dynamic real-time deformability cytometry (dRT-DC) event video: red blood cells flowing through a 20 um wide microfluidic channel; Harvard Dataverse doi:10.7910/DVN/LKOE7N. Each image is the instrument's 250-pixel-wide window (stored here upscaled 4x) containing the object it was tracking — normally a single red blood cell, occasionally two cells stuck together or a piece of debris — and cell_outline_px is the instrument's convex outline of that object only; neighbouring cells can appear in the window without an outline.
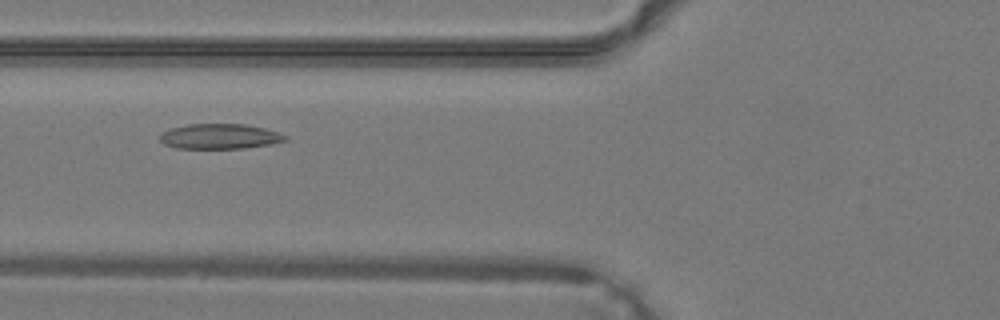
{"species": "common noctule bat (a hibernating species)", "species_latin": "Nyctalus noctula", "temperature_condition": "warm", "stored_images_in_passage": 28, "camera_frame_rate_fps": 3000, "um_per_image_px": 0.085, "animal": {"sex": "male", "body_mass_g": 19.2, "forearm_length_mm": 51.8}, "frame": {"image": 1, "passage_image": 4, "time_ms": 1.0, "image_size_px": [1000, 320], "cell_outline_px": [[288, 140], [272, 144], [244, 148], [176, 148], [164, 144], [160, 140], [160, 136], [164, 132], [172, 128], [188, 124], [244, 124], [264, 128], [280, 132], [288, 136]], "centroid_in_image_um": [18.74, 11.59], "position_along_channel_um": 107.1, "area_um2": 18.32}}
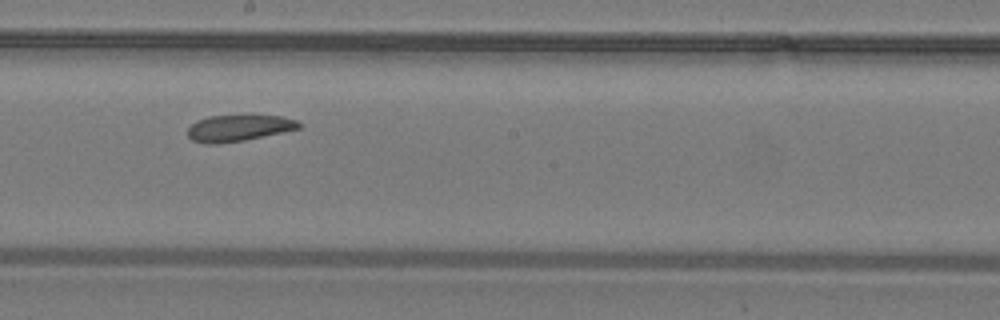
{"frame": {"image": 2, "passage_image": 11, "time_ms": 3.333, "image_size_px": [1000, 320], "cell_outline_px": [[304, 124], [300, 128], [244, 140], [216, 144], [208, 144], [192, 140], [188, 136], [188, 128], [196, 120], [208, 116], [244, 112], [252, 112], [280, 116], [296, 120]], "centroid_in_image_um": [20.31, 10.81], "position_along_channel_um": 227.9, "area_um2": 18.03}}
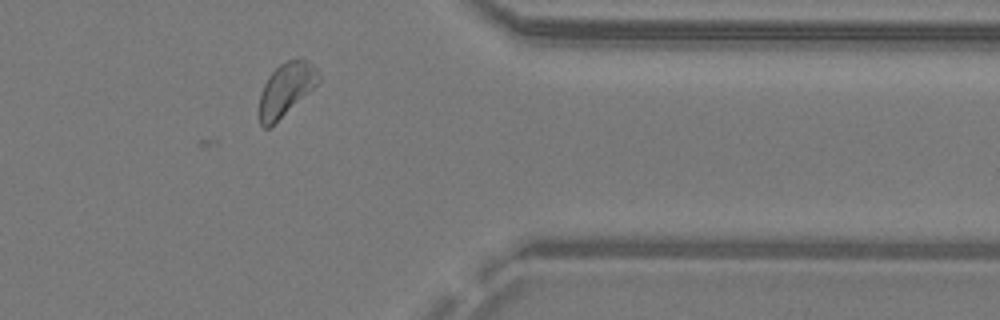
{"frame": {"image": 3, "passage_image": 21, "time_ms": 6.667, "image_size_px": [1000, 320], "cell_outline_px": [[320, 80], [308, 92], [268, 128], [264, 128], [260, 124], [260, 92], [268, 76], [280, 64], [288, 60], [304, 56], [316, 68], [320, 76]], "centroid_in_image_um": [24.31, 7.52], "position_along_channel_um": 387.1, "area_um2": 17.92}}